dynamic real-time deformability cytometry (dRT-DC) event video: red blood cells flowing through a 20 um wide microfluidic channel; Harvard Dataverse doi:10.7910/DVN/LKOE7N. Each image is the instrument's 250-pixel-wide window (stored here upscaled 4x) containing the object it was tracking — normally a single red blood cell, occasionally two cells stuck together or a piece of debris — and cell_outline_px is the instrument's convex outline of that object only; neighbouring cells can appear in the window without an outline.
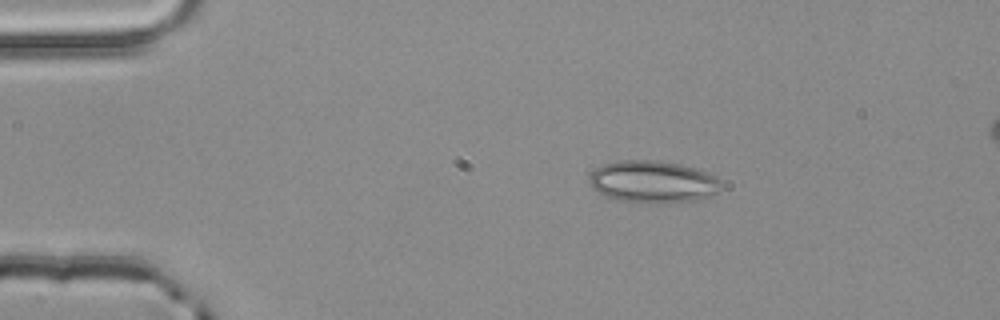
{"species": "common noctule bat (a hibernating species)", "species_latin": "Nyctalus noctula", "temperature_condition": "room temperature", "stored_images_in_passage": 3, "segment_of_instrument_passage": [1, 2], "camera_frame_rate_fps": 3000, "um_per_image_px": 0.085, "animal": {"sex": "male", "body_mass_g": 20.4}, "frame": {"image": 1, "passage_image": 1, "time_ms": 0.0, "image_size_px": [1000, 320], "cell_outline_px": [[724, 188], [708, 196], [696, 200], [664, 204], [652, 204], [616, 200], [604, 196], [592, 188], [588, 180], [592, 172], [596, 168], [604, 164], [616, 160], [652, 160], [680, 164], [716, 176], [720, 180]], "centroid_in_image_um": [55.47, 15.47], "position_along_channel_um": 29.5, "area_um2": 32.71}}